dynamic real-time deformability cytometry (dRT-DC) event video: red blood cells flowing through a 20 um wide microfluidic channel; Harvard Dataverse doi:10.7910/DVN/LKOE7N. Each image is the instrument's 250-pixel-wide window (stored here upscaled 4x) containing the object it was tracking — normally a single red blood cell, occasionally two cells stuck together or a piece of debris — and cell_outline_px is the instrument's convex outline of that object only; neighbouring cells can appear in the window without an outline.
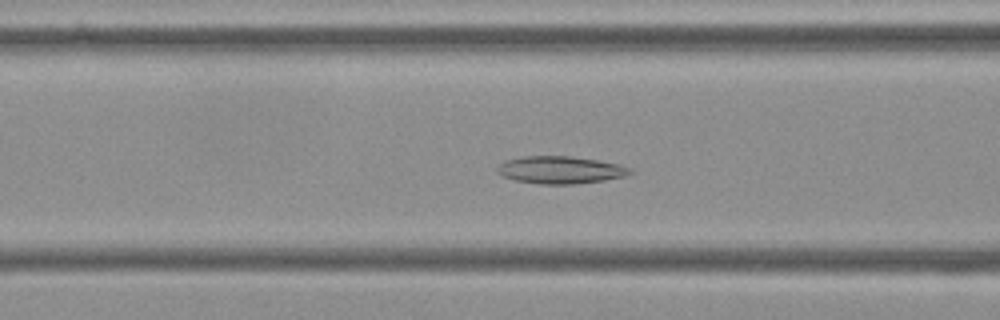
{"species": "Egyptian fruit bat (a non-hibernating species)", "species_latin": "Rousettus aegyptiacus", "temperature_condition": "cold", "stored_images_in_passage": 56, "camera_frame_rate_fps": 3000, "um_per_image_px": 0.085, "frame": {"image": 1, "passage_image": 22, "time_ms": 7.0, "image_size_px": [1000, 320], "cell_outline_px": [[632, 172], [624, 176], [604, 180], [572, 184], [540, 184], [516, 180], [500, 176], [496, 172], [496, 168], [500, 164], [508, 160], [524, 156], [572, 156], [620, 164], [632, 168]], "centroid_in_image_um": [47.62, 14.44], "position_along_channel_um": 119.0, "area_um2": 21.15}}
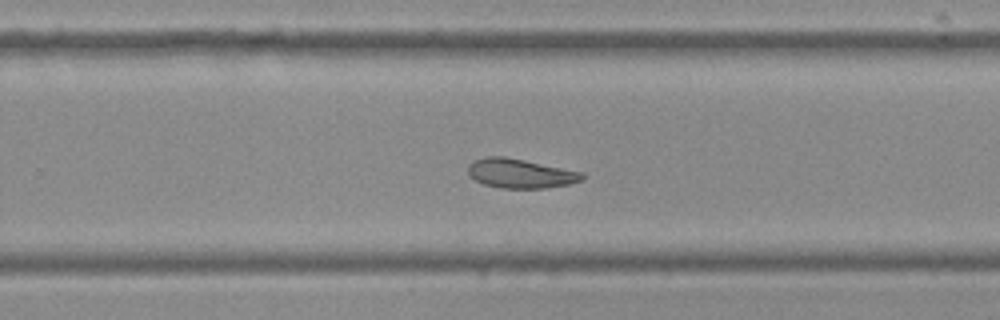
{"frame": {"image": 2, "passage_image": 36, "time_ms": 11.667, "image_size_px": [1000, 320], "cell_outline_px": [[584, 176], [580, 180], [568, 184], [544, 188], [504, 188], [484, 184], [476, 180], [468, 172], [468, 164], [472, 160], [484, 156], [504, 156], [584, 172]], "centroid_in_image_um": [44.2, 14.72], "position_along_channel_um": 285.6, "area_um2": 19.36}}
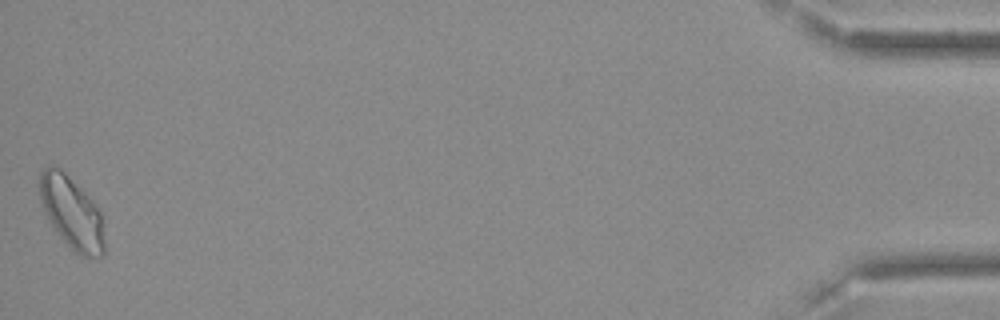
{"frame": {"image": 3, "passage_image": 56, "time_ms": 18.333, "image_size_px": [1000, 320], "cell_outline_px": [[104, 256], [80, 256], [72, 252], [52, 228], [40, 204], [36, 180], [40, 172], [44, 168], [52, 164], [60, 168], [96, 204], [100, 212], [104, 240]], "centroid_in_image_um": [6.02, 18.07], "position_along_channel_um": 429.2, "area_um2": 27.92}, "authors_computed_cell_mechanics": {"area_um2": 21.8195, "velocity_mm_per_s": 3.5691, "shape_relaxation_time_tau1_ms": null, "shape_relaxation_time_tau2_ms": 5.5518, "deformation_change_tau1": null, "deformation_change_tau2": 0.1196}}